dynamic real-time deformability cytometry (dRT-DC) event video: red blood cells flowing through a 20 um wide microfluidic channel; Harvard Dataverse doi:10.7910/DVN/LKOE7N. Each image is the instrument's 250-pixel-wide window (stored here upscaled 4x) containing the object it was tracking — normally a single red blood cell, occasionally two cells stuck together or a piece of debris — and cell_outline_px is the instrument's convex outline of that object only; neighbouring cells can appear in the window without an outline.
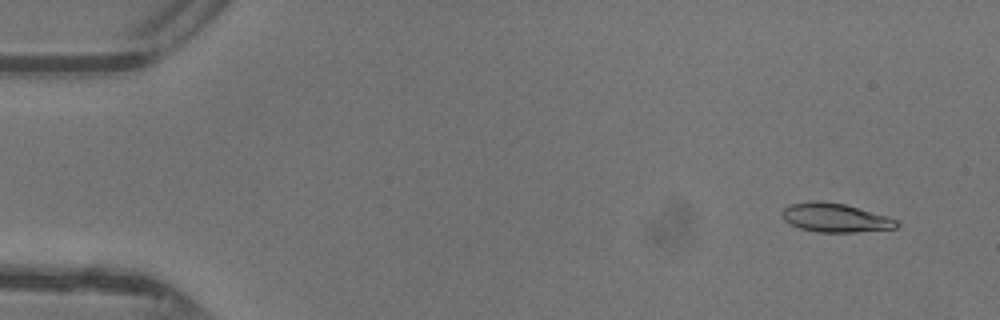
{"species": "common noctule bat (a hibernating species)", "species_latin": "Nyctalus noctula", "temperature_condition": "warm", "stored_images_in_passage": 10, "camera_frame_rate_fps": 3000, "um_per_image_px": 0.085, "animal": {"sex": "female"}, "frame": {"image": 1, "passage_image": 4, "time_ms": 1.0, "image_size_px": [1000, 320], "cell_outline_px": [[900, 224], [896, 228], [856, 232], [816, 232], [800, 228], [788, 224], [780, 216], [780, 212], [788, 204], [808, 200], [820, 200], [844, 204], [888, 216], [896, 220]], "centroid_in_image_um": [70.92, 18.49], "position_along_channel_um": 14.1, "area_um2": 19.59}}